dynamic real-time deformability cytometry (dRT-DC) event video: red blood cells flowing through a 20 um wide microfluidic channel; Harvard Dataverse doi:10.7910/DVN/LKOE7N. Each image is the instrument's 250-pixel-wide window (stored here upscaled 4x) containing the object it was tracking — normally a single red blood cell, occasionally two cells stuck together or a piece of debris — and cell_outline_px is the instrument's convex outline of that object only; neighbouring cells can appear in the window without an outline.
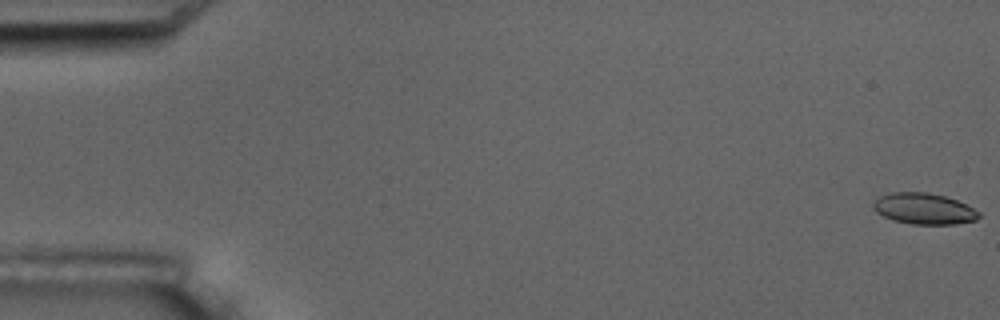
{"species": "common noctule bat (a hibernating species)", "species_latin": "Nyctalus noctula", "temperature_condition": "room temperature", "stored_images_in_passage": 6, "camera_frame_rate_fps": 3000, "um_per_image_px": 0.085, "animal": {"sex": "male", "body_mass_g": 17.5, "forearm_length_mm": 52.3}, "frame": {"image": 1, "passage_image": 1, "time_ms": 0.0, "image_size_px": [1000, 320], "cell_outline_px": [[980, 216], [976, 220], [956, 224], [912, 224], [892, 220], [876, 212], [872, 208], [872, 200], [888, 192], [928, 192], [944, 196], [956, 200], [980, 212]], "centroid_in_image_um": [78.48, 17.73], "position_along_channel_um": 6.5, "area_um2": 19.25}}
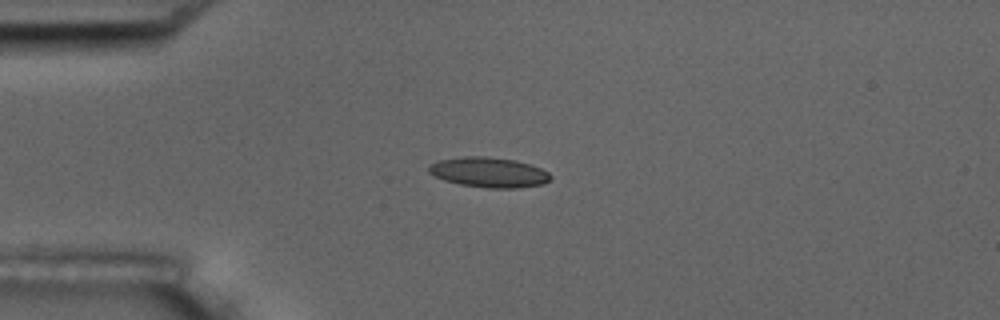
{"frame": {"image": 2, "passage_image": 5, "time_ms": 4.667, "image_size_px": [1000, 320], "cell_outline_px": [[552, 176], [544, 184], [520, 188], [488, 188], [460, 184], [444, 180], [428, 172], [428, 164], [440, 160], [464, 156], [484, 156], [516, 160], [540, 168], [548, 172]], "centroid_in_image_um": [41.55, 14.65], "position_along_channel_um": 43.5, "area_um2": 21.33}}